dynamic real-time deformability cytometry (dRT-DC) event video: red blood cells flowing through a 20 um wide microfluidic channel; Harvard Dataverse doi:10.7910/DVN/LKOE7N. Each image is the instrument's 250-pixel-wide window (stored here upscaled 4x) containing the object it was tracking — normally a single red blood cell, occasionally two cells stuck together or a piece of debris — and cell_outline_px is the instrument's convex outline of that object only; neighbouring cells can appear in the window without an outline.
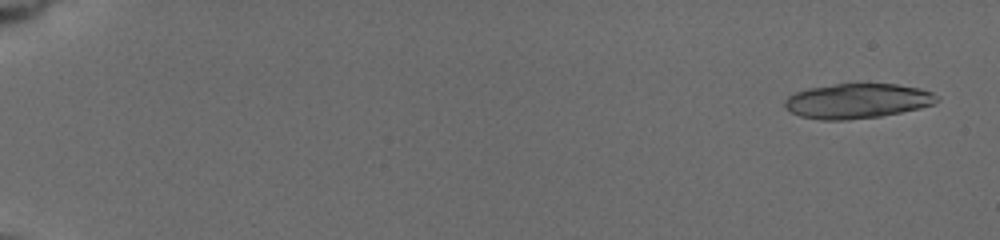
{"species": "common noctule bat (a hibernating species)", "species_latin": "Nyctalus noctula", "temperature_condition": "cold", "stored_images_in_passage": 14, "camera_frame_rate_fps": 3000, "um_per_image_px": 0.085, "animal": {"sex": "female", "body_mass_g": 19.5, "forearm_length_mm": 54.1}, "frame": {"image": 1, "passage_image": 2, "time_ms": 0.667, "image_size_px": [1000, 240], "cell_outline_px": [[940, 100], [932, 104], [920, 108], [880, 116], [848, 120], [820, 120], [800, 116], [792, 112], [784, 104], [784, 100], [788, 96], [796, 92], [808, 88], [836, 84], [896, 84], [920, 88], [932, 92], [940, 96]], "centroid_in_image_um": [72.89, 8.58], "position_along_channel_um": 12.1, "area_um2": 30.87}}